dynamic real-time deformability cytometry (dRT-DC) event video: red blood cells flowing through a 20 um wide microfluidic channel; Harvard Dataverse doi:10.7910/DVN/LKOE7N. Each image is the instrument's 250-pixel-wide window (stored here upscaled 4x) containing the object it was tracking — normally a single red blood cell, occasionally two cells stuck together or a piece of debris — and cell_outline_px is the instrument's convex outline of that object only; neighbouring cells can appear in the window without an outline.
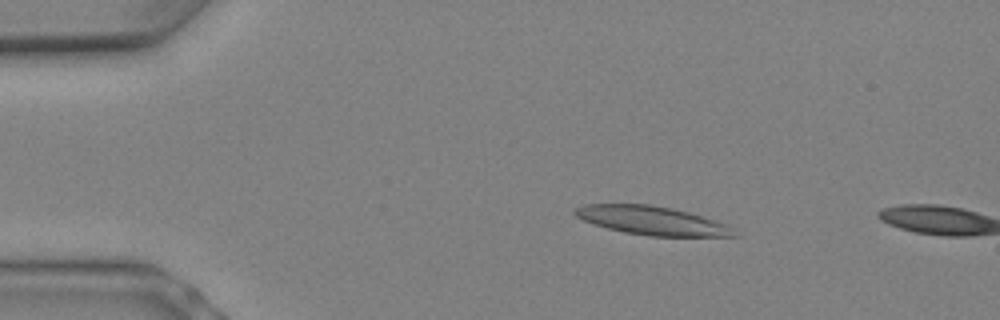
{"species": "Egyptian fruit bat (a non-hibernating species)", "species_latin": "Rousettus aegyptiacus", "temperature_condition": "warm", "stored_images_in_passage": 4, "camera_frame_rate_fps": 3000, "um_per_image_px": 0.085, "animal": {"sex": "female"}, "frame": {"image": 1, "passage_image": 3, "time_ms": 0.667, "image_size_px": [1000, 320], "cell_outline_px": [[740, 236], [648, 236], [624, 232], [592, 224], [576, 216], [572, 212], [576, 208], [584, 204], [652, 204], [672, 208], [688, 212], [716, 220], [728, 224]], "centroid_in_image_um": [55.43, 18.74], "position_along_channel_um": 29.6, "area_um2": 26.65}}